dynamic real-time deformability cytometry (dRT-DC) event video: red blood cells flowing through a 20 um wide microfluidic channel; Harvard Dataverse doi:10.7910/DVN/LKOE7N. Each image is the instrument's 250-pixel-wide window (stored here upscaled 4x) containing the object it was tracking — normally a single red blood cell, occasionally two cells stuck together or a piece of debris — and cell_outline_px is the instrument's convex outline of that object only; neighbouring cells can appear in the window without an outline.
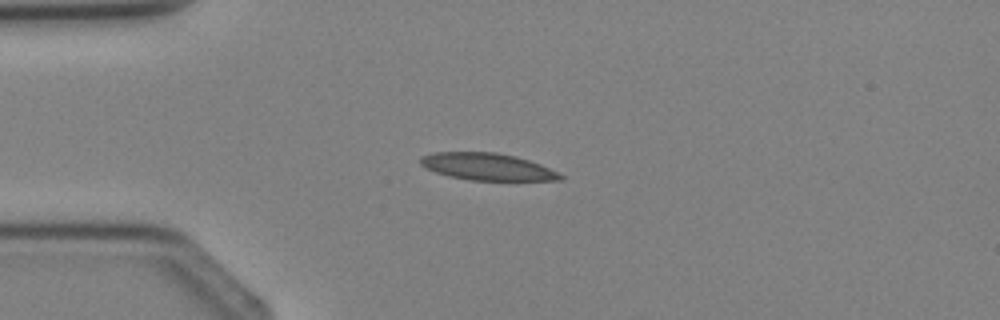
{"species": "Egyptian fruit bat (a non-hibernating species)", "species_latin": "Rousettus aegyptiacus", "temperature_condition": "cold", "stored_images_in_passage": 1, "camera_frame_rate_fps": 3000, "um_per_image_px": 0.085, "animal": {"sex": "female"}, "frame": {"image": 1, "passage_image": 1, "time_ms": 0.0, "image_size_px": [1000, 320], "cell_outline_px": [[564, 180], [472, 180], [448, 176], [436, 172], [420, 164], [420, 156], [436, 152], [496, 152], [516, 156], [540, 164], [564, 176]], "centroid_in_image_um": [41.41, 14.16], "position_along_channel_um": 43.6, "area_um2": 21.85}}